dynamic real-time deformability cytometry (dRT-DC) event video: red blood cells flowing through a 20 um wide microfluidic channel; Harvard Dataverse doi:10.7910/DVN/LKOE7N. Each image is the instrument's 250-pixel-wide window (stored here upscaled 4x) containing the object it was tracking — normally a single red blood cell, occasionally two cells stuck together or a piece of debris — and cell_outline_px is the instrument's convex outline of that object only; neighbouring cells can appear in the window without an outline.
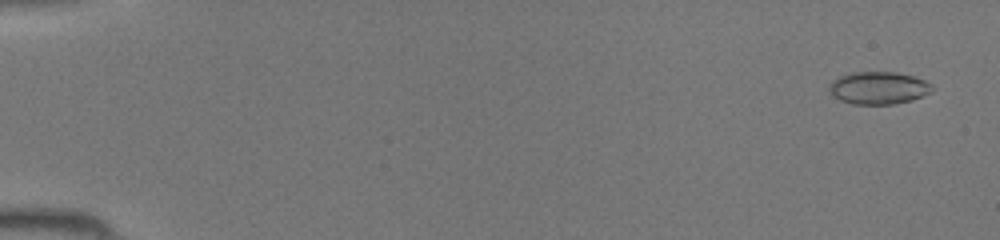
{"species": "common noctule bat (a hibernating species)", "species_latin": "Nyctalus noctula", "temperature_condition": "room temperature", "stored_images_in_passage": 45, "camera_frame_rate_fps": 3000, "um_per_image_px": 0.085, "animal": {"sex": "female", "body_mass_g": 19.5, "forearm_length_mm": 54.1}, "frame": {"image": 1, "passage_image": 2, "time_ms": 0.333, "image_size_px": [1000, 240], "cell_outline_px": [[932, 92], [912, 100], [892, 104], [852, 104], [840, 100], [832, 96], [828, 92], [828, 84], [840, 76], [852, 72], [896, 72], [912, 76], [924, 80], [932, 84]], "centroid_in_image_um": [74.64, 7.48], "position_along_channel_um": 10.4, "area_um2": 19.59}}
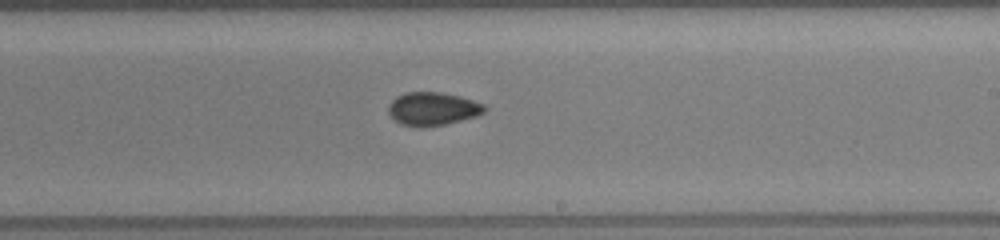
{"frame": {"image": 2, "passage_image": 28, "time_ms": 9.0, "image_size_px": [1000, 240], "cell_outline_px": [[488, 108], [480, 116], [444, 124], [424, 128], [416, 128], [400, 124], [388, 112], [388, 104], [396, 96], [404, 92], [440, 92], [460, 96], [484, 104]], "centroid_in_image_um": [36.78, 9.26], "position_along_channel_um": 252.2, "area_um2": 18.96}}
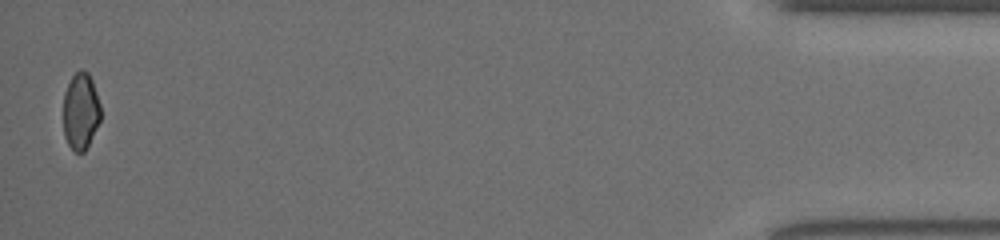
{"frame": {"image": 3, "passage_image": 45, "time_ms": 14.667, "image_size_px": [1000, 240], "cell_outline_px": [[100, 120], [84, 152], [76, 152], [68, 144], [64, 136], [64, 92], [72, 76], [80, 68], [88, 72], [92, 80], [100, 104]], "centroid_in_image_um": [6.85, 9.42], "position_along_channel_um": 428.3, "area_um2": 16.53}}